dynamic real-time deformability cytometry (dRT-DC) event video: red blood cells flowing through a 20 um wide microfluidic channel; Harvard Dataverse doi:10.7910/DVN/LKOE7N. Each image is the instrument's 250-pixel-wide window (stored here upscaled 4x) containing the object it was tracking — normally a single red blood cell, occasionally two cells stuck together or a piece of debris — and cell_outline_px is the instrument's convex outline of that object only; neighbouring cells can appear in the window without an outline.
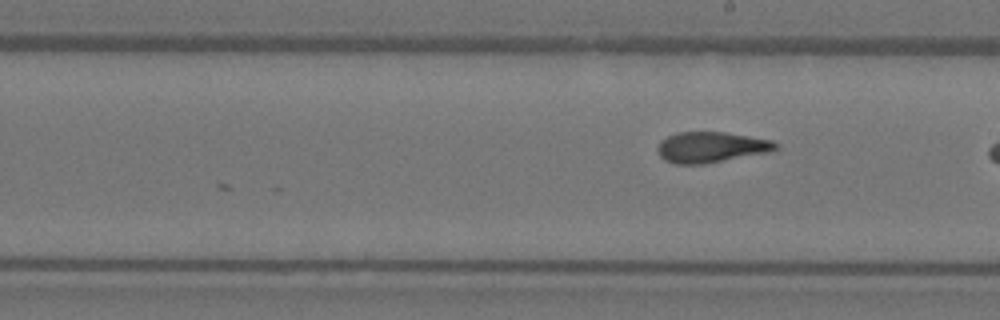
{"species": "Egyptian fruit bat (a non-hibernating species)", "species_latin": "Rousettus aegyptiacus", "temperature_condition": "warm", "stored_images_in_passage": 27, "camera_frame_rate_fps": 3000, "um_per_image_px": 0.085, "animal": {"sex": "female"}, "frame": {"image": 1, "passage_image": 27, "time_ms": 8.667, "image_size_px": [1000, 320], "cell_outline_px": [[780, 148], [772, 152], [704, 164], [676, 164], [664, 160], [660, 156], [656, 148], [660, 140], [676, 132], [724, 132], [772, 140], [780, 144]], "centroid_in_image_um": [60.47, 12.51], "position_along_channel_um": 228.5, "area_um2": 21.44}}